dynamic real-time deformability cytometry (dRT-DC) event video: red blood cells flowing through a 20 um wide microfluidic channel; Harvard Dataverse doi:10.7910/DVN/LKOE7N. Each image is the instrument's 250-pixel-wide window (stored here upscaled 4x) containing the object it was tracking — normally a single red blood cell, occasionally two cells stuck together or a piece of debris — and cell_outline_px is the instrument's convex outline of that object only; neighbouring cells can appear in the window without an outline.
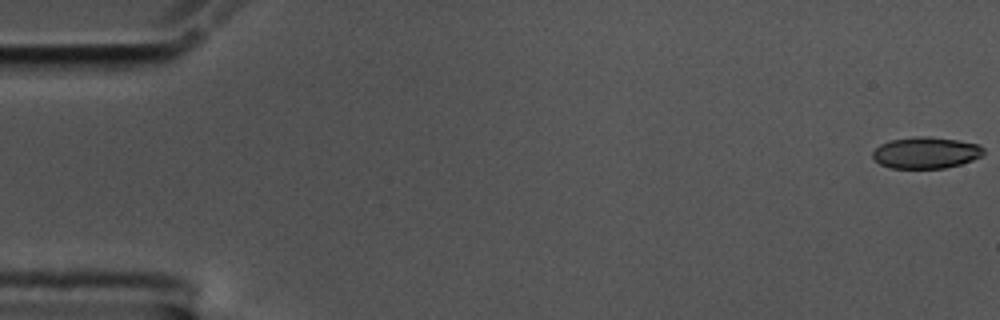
{"species": "common noctule bat (a hibernating species)", "species_latin": "Nyctalus noctula", "temperature_condition": "cold", "stored_images_in_passage": 57, "camera_frame_rate_fps": 3000, "um_per_image_px": 0.085, "animal": {"sex": "male", "body_mass_g": 17.5, "forearm_length_mm": 52.3}, "frame": {"image": 1, "passage_image": 1, "time_ms": 0.0, "image_size_px": [1000, 320], "cell_outline_px": [[984, 152], [980, 156], [972, 160], [960, 164], [944, 168], [892, 168], [880, 164], [872, 156], [872, 152], [880, 144], [888, 140], [916, 136], [928, 136], [956, 140], [980, 144], [984, 148]], "centroid_in_image_um": [78.69, 12.97], "position_along_channel_um": 6.3, "area_um2": 20.35}}
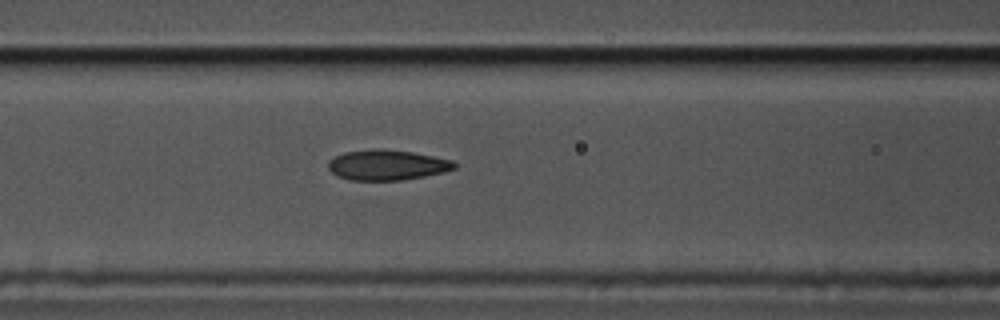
{"frame": {"image": 2, "passage_image": 24, "time_ms": 7.667, "image_size_px": [1000, 320], "cell_outline_px": [[456, 168], [444, 172], [404, 180], [348, 180], [336, 176], [328, 168], [328, 160], [344, 152], [372, 148], [380, 148], [412, 152], [452, 160], [456, 164]], "centroid_in_image_um": [32.87, 14.02], "position_along_channel_um": 133.7, "area_um2": 22.43}}
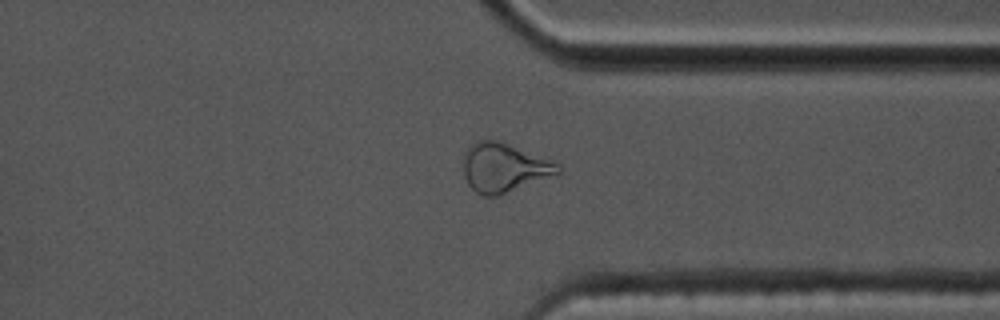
{"frame": {"image": 3, "passage_image": 44, "time_ms": 14.333, "image_size_px": [1000, 320], "cell_outline_px": [[560, 172], [496, 196], [484, 196], [476, 192], [468, 184], [464, 176], [464, 152], [476, 140], [500, 140], [552, 160], [560, 164]], "centroid_in_image_um": [42.81, 14.22], "position_along_channel_um": 368.6, "area_um2": 26.7}, "authors_computed_cell_mechanics": {"area_um2": 22.4842, "velocity_mm_per_s": 3.5418, "shape_relaxation_time_tau1_ms": 6.8023, "shape_relaxation_time_tau2_ms": 2.9828, "deformation_change_tau1": 0.1827, "deformation_change_tau2": 0.0898}}